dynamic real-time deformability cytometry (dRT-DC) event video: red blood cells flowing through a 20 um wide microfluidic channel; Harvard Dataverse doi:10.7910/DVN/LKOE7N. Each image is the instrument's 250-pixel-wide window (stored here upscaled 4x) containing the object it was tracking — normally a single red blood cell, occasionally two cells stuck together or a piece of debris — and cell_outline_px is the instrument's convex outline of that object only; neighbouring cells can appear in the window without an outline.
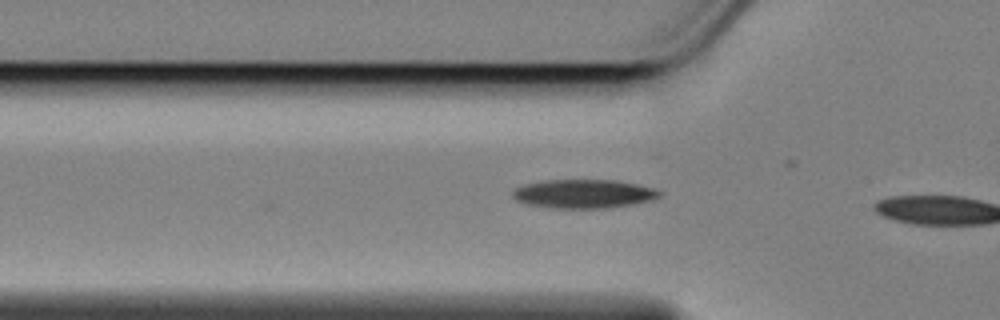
{"species": "Egyptian fruit bat (a non-hibernating species)", "species_latin": "Rousettus aegyptiacus", "temperature_condition": "cold", "stored_images_in_passage": 6, "camera_frame_rate_fps": 3000, "um_per_image_px": 0.085, "animal": {"sex": "female"}, "frame": {"image": 1, "passage_image": 6, "time_ms": 1.667, "image_size_px": [1000, 320], "cell_outline_px": [[660, 196], [652, 200], [612, 208], [552, 208], [528, 204], [516, 200], [512, 196], [512, 192], [516, 188], [524, 184], [540, 180], [616, 180], [636, 184], [652, 188], [660, 192]], "centroid_in_image_um": [49.58, 16.47], "position_along_channel_um": 76.2, "area_um2": 24.62}}